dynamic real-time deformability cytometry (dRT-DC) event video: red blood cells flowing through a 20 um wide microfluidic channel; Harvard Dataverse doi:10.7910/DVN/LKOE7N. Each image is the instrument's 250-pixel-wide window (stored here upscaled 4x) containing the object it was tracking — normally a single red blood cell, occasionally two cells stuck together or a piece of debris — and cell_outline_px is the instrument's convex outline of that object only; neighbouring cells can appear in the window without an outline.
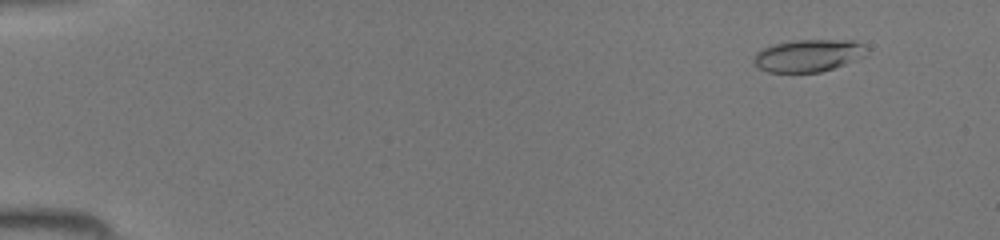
{"species": "common noctule bat (a hibernating species)", "species_latin": "Nyctalus noctula", "temperature_condition": "room temperature", "stored_images_in_passage": 47, "camera_frame_rate_fps": 3000, "um_per_image_px": 0.085, "animal": {"sex": "female", "body_mass_g": 19.5, "forearm_length_mm": 54.1}, "frame": {"image": 1, "passage_image": 5, "time_ms": 1.333, "image_size_px": [1000, 240], "cell_outline_px": [[868, 52], [864, 56], [844, 64], [820, 72], [768, 72], [760, 68], [752, 60], [756, 52], [764, 48], [776, 44], [792, 40], [852, 40], [864, 44], [868, 48]], "centroid_in_image_um": [68.73, 4.71], "position_along_channel_um": 16.3, "area_um2": 21.15}}
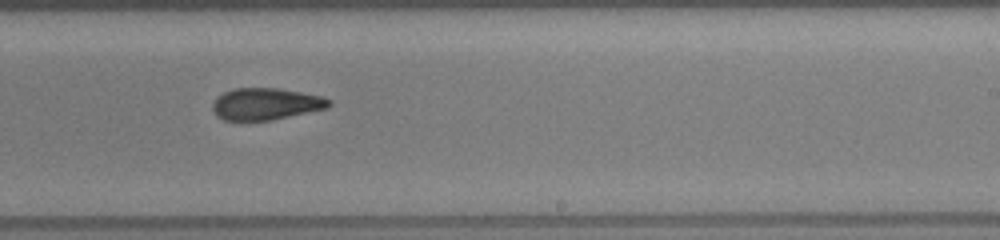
{"frame": {"image": 2, "passage_image": 30, "time_ms": 9.667, "image_size_px": [1000, 240], "cell_outline_px": [[332, 104], [328, 108], [272, 120], [224, 120], [216, 116], [212, 108], [212, 104], [216, 96], [224, 92], [236, 88], [276, 88], [324, 96], [332, 100]], "centroid_in_image_um": [22.61, 8.83], "position_along_channel_um": 266.4, "area_um2": 21.73}}
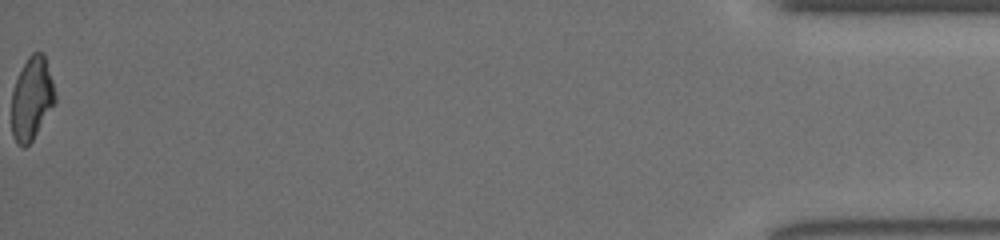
{"frame": {"image": 3, "passage_image": 47, "time_ms": 15.333, "image_size_px": [1000, 240], "cell_outline_px": [[56, 104], [32, 140], [24, 148], [16, 144], [12, 136], [12, 88], [28, 56], [32, 52], [44, 52], [52, 80], [56, 96]], "centroid_in_image_um": [2.71, 8.39], "position_along_channel_um": 432.5, "area_um2": 21.21}}